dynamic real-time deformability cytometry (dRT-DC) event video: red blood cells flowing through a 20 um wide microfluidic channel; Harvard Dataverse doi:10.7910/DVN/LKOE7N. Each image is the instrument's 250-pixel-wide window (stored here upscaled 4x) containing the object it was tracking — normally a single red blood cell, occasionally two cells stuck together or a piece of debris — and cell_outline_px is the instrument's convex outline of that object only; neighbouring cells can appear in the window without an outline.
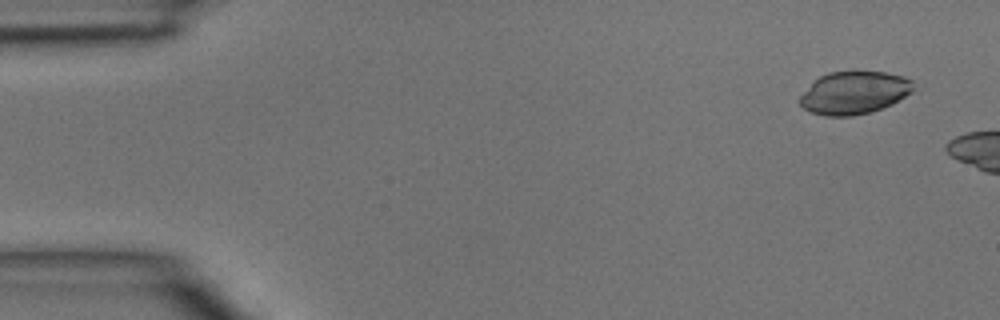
{"species": "common noctule bat (a hibernating species)", "species_latin": "Nyctalus noctula", "temperature_condition": "room temperature", "stored_images_in_passage": 2, "camera_frame_rate_fps": 3000, "um_per_image_px": 0.085, "animal": {"sex": "male", "body_mass_g": 15.6}, "frame": {"image": 1, "passage_image": 1, "time_ms": 0.0, "image_size_px": [1000, 320], "cell_outline_px": [[912, 92], [892, 104], [868, 112], [852, 116], [828, 116], [812, 112], [804, 108], [800, 104], [800, 96], [812, 80], [828, 72], [884, 72], [904, 76], [912, 80]], "centroid_in_image_um": [72.58, 7.87], "position_along_channel_um": 12.4, "area_um2": 28.03}}